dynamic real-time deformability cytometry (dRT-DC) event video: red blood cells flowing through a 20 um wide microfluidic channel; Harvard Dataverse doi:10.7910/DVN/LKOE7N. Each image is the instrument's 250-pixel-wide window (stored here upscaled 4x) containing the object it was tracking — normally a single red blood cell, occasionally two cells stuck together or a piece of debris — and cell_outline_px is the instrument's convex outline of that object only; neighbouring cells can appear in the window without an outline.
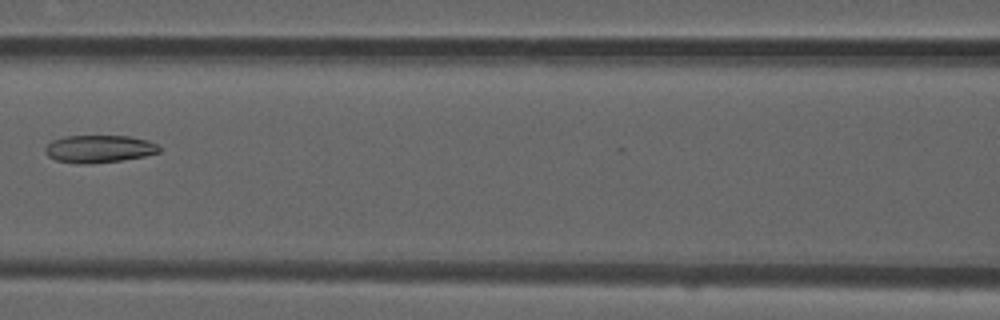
{"species": "common noctule bat (a hibernating species)", "species_latin": "Nyctalus noctula", "temperature_condition": "room temperature", "stored_images_in_passage": 8, "camera_frame_rate_fps": 3000, "um_per_image_px": 0.085, "animal": {"sex": "male", "forearm_length_mm": 52.5}, "frame": {"image": 1, "passage_image": 7, "time_ms": 2.0, "image_size_px": [1000, 320], "cell_outline_px": [[160, 152], [144, 156], [120, 160], [88, 164], [76, 164], [56, 160], [48, 156], [44, 152], [44, 148], [52, 140], [64, 136], [132, 136], [148, 140], [156, 144], [160, 148]], "centroid_in_image_um": [8.4, 12.65], "position_along_channel_um": 158.2, "area_um2": 18.38}}
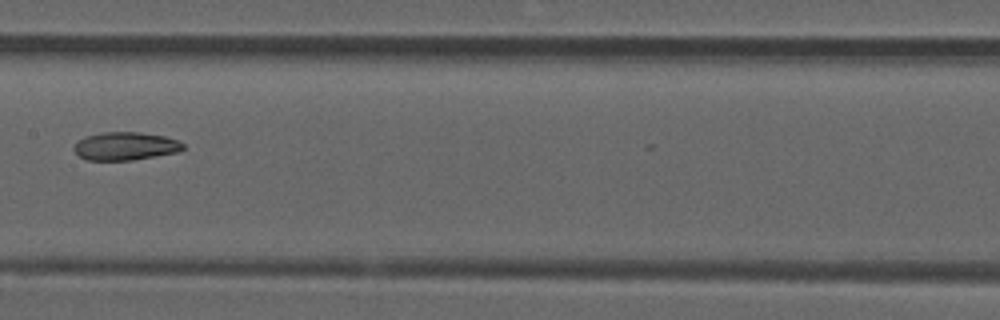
{"frame": {"image": 2, "passage_image": 8, "time_ms": 2.333, "image_size_px": [1000, 320], "cell_outline_px": [[184, 148], [176, 152], [156, 156], [132, 160], [88, 160], [80, 156], [72, 148], [84, 136], [100, 132], [140, 132], [164, 136], [176, 140], [184, 144]], "centroid_in_image_um": [10.64, 12.41], "position_along_channel_um": 196.8, "area_um2": 17.74}}